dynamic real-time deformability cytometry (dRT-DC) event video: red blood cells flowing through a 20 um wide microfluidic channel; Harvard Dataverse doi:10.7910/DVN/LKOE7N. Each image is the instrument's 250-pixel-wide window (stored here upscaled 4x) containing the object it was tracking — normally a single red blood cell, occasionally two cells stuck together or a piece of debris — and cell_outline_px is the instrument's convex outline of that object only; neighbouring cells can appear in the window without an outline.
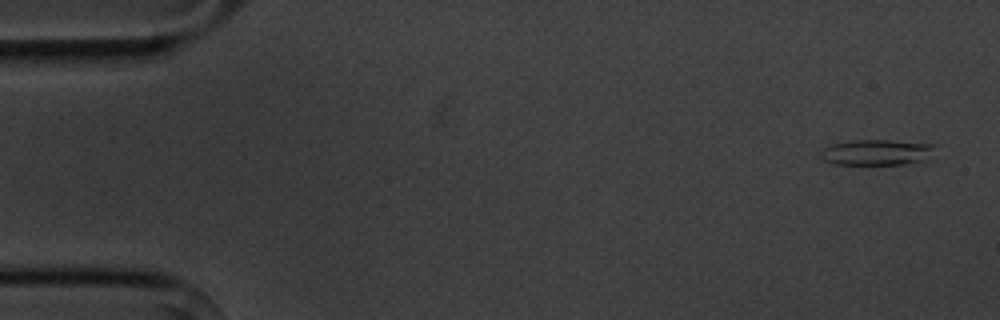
{"species": "common noctule bat (a hibernating species)", "species_latin": "Nyctalus noctula", "temperature_condition": "cold", "stored_images_in_passage": 5, "camera_frame_rate_fps": 3000, "um_per_image_px": 0.085, "animal": {"sex": "male", "body_mass_g": 20.1, "forearm_length_mm": 53.5}, "frame": {"image": 1, "passage_image": 1, "time_ms": 0.0, "image_size_px": [1000, 320], "cell_outline_px": [[940, 144], [924, 160], [904, 164], [832, 164], [824, 160], [820, 156], [820, 152], [824, 148], [832, 144], [856, 140], [888, 140]], "centroid_in_image_um": [74.54, 12.94], "position_along_channel_um": 10.5, "area_um2": 17.11}}